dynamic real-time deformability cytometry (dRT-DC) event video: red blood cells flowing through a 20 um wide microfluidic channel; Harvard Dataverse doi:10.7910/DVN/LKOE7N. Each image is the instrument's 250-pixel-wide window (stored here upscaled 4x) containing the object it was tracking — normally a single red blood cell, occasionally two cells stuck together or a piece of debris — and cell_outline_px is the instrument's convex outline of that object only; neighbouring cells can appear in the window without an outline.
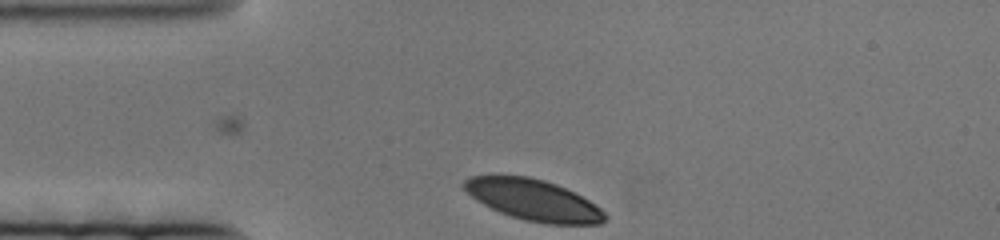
{"species": "human", "species_latin": "Homo sapiens", "temperature_condition": "cold", "stored_images_in_passage": 3, "camera_frame_rate_fps": 3000, "um_per_image_px": 0.085, "donor": {"sex": "female"}, "frame": {"image": 1, "passage_image": 3, "time_ms": 0.667, "image_size_px": [1000, 240], "cell_outline_px": [[608, 216], [600, 224], [548, 224], [524, 220], [500, 212], [476, 200], [460, 184], [464, 180], [472, 176], [528, 176], [544, 180], [556, 184], [588, 200], [600, 208]], "centroid_in_image_um": [45.34, 17.0], "position_along_channel_um": 39.7, "area_um2": 33.29}}